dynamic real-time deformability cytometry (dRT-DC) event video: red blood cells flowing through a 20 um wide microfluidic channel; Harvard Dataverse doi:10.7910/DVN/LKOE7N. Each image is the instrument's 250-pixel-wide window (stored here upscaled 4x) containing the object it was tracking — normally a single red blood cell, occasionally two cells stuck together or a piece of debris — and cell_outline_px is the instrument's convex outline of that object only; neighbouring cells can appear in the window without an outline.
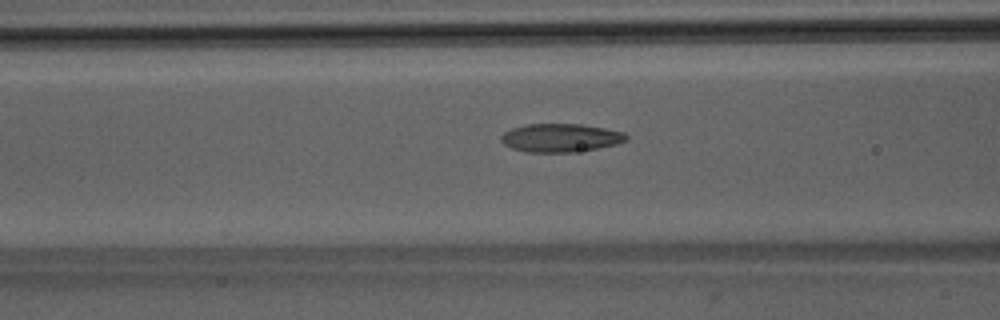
{"species": "Egyptian fruit bat (a non-hibernating species)", "species_latin": "Rousettus aegyptiacus", "temperature_condition": "room temperature", "stored_images_in_passage": 16, "camera_frame_rate_fps": 3000, "um_per_image_px": 0.085, "animal": {"sex": "male"}, "frame": {"image": 1, "passage_image": 14, "time_ms": 4.333, "image_size_px": [1000, 320], "cell_outline_px": [[628, 140], [616, 144], [596, 148], [572, 152], [528, 152], [512, 148], [504, 144], [500, 140], [500, 136], [504, 132], [512, 128], [524, 124], [580, 124], [604, 128], [624, 132], [628, 136]], "centroid_in_image_um": [47.63, 11.71], "position_along_channel_um": 119.0, "area_um2": 20.63}}